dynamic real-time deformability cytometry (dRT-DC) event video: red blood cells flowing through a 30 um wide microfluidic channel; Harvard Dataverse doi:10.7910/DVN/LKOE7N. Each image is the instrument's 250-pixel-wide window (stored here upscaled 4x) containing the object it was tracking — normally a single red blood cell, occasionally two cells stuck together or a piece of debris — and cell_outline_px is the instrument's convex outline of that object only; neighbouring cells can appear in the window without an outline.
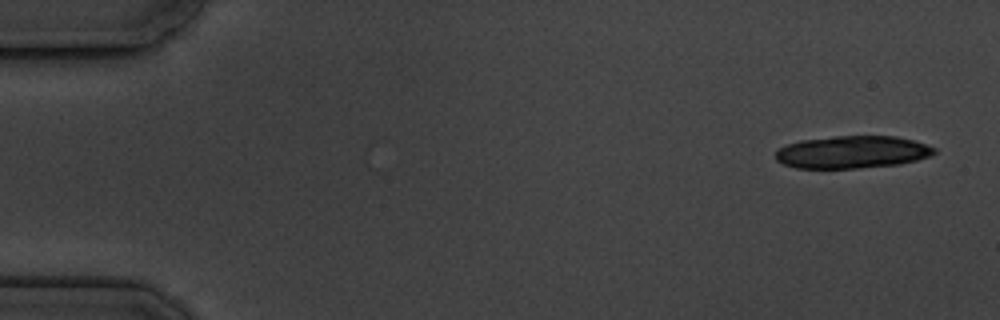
{"species": "common noctule bat (a hibernating species)", "species_latin": "Nyctalus noctula", "temperature_condition": "cold", "stored_images_in_passage": 6, "camera_frame_rate_fps": 3000, "um_per_image_px": 0.085, "animal": {"sex": "male", "body_mass_g": 19.5, "forearm_length_mm": 54.6}, "frame": {"image": 1, "passage_image": 1, "time_ms": 0.0, "image_size_px": [1000, 320], "cell_outline_px": [[936, 152], [928, 156], [916, 160], [900, 164], [856, 168], [796, 168], [784, 164], [776, 160], [776, 152], [780, 148], [788, 144], [800, 140], [836, 136], [896, 136], [912, 140], [936, 148]], "centroid_in_image_um": [72.43, 12.93], "position_along_channel_um": 12.6, "area_um2": 29.82}}